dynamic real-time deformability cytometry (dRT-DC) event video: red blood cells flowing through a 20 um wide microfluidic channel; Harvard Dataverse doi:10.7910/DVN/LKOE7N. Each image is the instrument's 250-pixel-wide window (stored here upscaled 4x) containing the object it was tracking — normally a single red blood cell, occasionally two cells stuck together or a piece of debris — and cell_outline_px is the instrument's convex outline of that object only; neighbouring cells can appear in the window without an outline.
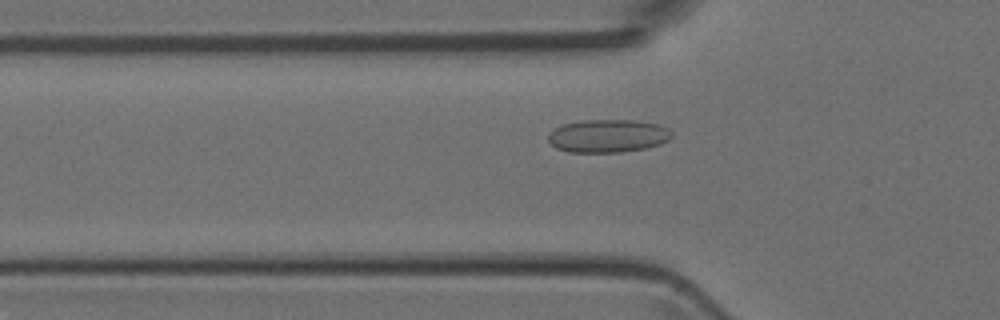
{"species": "Egyptian fruit bat (a non-hibernating species)", "species_latin": "Rousettus aegyptiacus", "temperature_condition": "room temperature", "stored_images_in_passage": 36, "camera_frame_rate_fps": 3000, "um_per_image_px": 0.085, "animal": {"sex": "female"}, "frame": {"image": 1, "passage_image": 16, "time_ms": 5.0, "image_size_px": [1000, 320], "cell_outline_px": [[672, 136], [668, 140], [660, 144], [644, 148], [620, 152], [568, 152], [556, 148], [548, 140], [548, 136], [556, 128], [564, 124], [584, 120], [636, 120], [660, 124], [668, 128], [672, 132]], "centroid_in_image_um": [51.71, 11.55], "position_along_channel_um": 74.1, "area_um2": 23.7}}
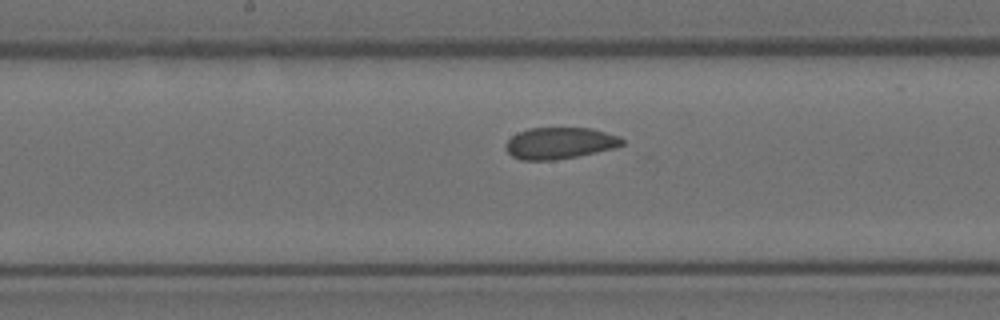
{"frame": {"image": 2, "passage_image": 25, "time_ms": 8.0, "image_size_px": [1000, 320], "cell_outline_px": [[624, 144], [612, 148], [576, 156], [552, 160], [520, 160], [512, 156], [504, 148], [504, 144], [512, 136], [528, 128], [588, 128], [620, 136], [624, 140]], "centroid_in_image_um": [47.53, 12.16], "position_along_channel_um": 200.7, "area_um2": 21.15}}
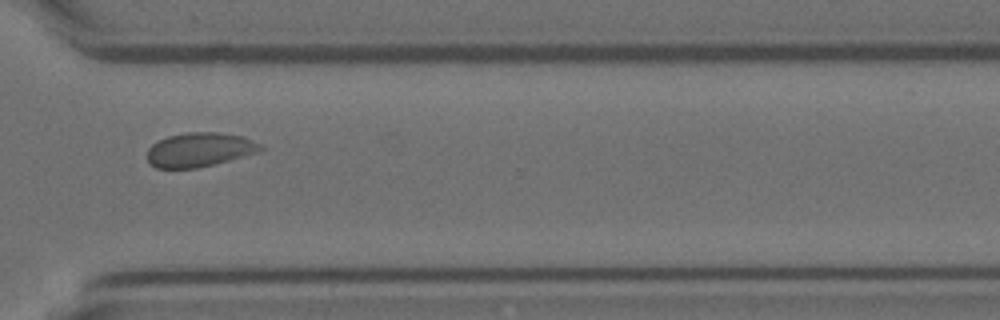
{"frame": {"image": 3, "passage_image": 36, "time_ms": 11.667, "image_size_px": [1000, 320], "cell_outline_px": [[264, 152], [196, 168], [156, 168], [148, 160], [148, 148], [152, 144], [168, 136], [188, 132], [220, 132], [244, 136], [264, 144]], "centroid_in_image_um": [17.07, 12.71], "position_along_channel_um": 353.5, "area_um2": 22.89}}